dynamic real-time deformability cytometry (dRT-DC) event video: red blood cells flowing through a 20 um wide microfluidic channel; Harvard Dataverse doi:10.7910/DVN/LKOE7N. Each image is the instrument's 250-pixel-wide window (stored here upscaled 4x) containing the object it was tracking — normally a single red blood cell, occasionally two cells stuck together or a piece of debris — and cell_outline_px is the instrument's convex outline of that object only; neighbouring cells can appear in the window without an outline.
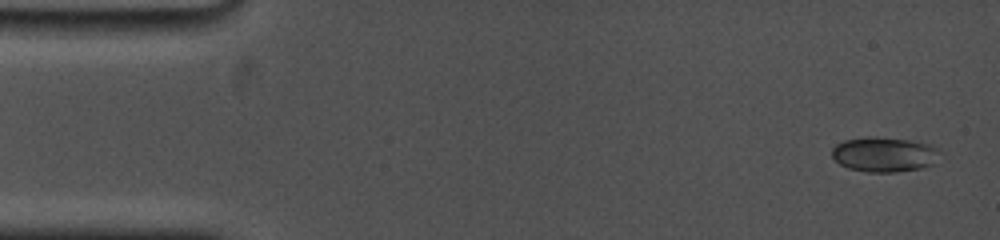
{"species": "common noctule bat (a hibernating species)", "species_latin": "Nyctalus noctula", "temperature_condition": "cold", "stored_images_in_passage": 8, "camera_frame_rate_fps": 5000, "um_per_image_px": 0.085, "animal": {"sex": "female", "body_mass_g": 19.0, "forearm_length_mm": 53.3}, "frame": {"image": 1, "passage_image": 1, "time_ms": 0.0, "image_size_px": [1000, 240], "cell_outline_px": [[944, 152], [932, 164], [924, 168], [896, 172], [868, 172], [848, 168], [840, 164], [832, 156], [832, 148], [836, 144], [844, 140], [868, 136], [908, 140], [928, 144]], "centroid_in_image_um": [75.18, 13.13], "position_along_channel_um": 9.8, "area_um2": 22.02}}
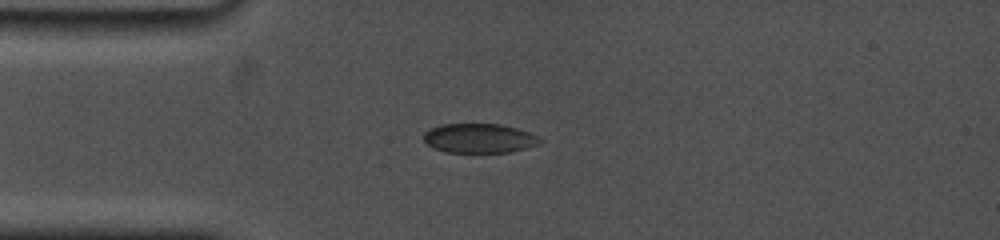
{"frame": {"image": 2, "passage_image": 6, "time_ms": 3.6, "image_size_px": [1000, 240], "cell_outline_px": [[544, 140], [540, 144], [508, 152], [444, 152], [428, 144], [424, 140], [424, 132], [440, 124], [500, 124], [516, 128], [540, 136]], "centroid_in_image_um": [40.77, 11.75], "position_along_channel_um": 44.2, "area_um2": 19.83}}
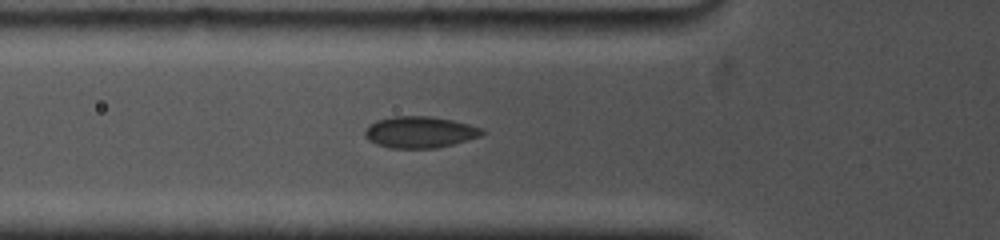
{"frame": {"image": 3, "passage_image": 8, "time_ms": 5.2, "image_size_px": [1000, 240], "cell_outline_px": [[484, 132], [480, 136], [452, 144], [436, 148], [392, 148], [376, 144], [368, 140], [364, 136], [364, 128], [368, 124], [376, 120], [392, 116], [432, 116], [452, 120], [484, 128]], "centroid_in_image_um": [35.63, 11.22], "position_along_channel_um": 90.2, "area_um2": 21.62}}